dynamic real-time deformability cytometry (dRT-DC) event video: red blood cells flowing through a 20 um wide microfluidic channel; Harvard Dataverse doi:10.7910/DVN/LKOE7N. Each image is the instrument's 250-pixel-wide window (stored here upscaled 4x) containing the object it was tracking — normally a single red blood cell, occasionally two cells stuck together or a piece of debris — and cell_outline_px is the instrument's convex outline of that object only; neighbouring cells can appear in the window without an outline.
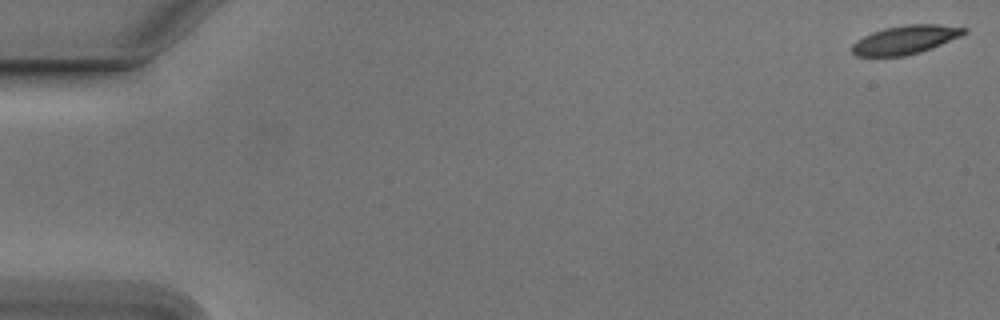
{"species": "Egyptian fruit bat (a non-hibernating species)", "species_latin": "Rousettus aegyptiacus", "temperature_condition": "cold", "stored_images_in_passage": 55, "camera_frame_rate_fps": 3000, "um_per_image_px": 0.085, "animal": {"sex": "male"}, "frame": {"image": 1, "passage_image": 1, "time_ms": 0.0, "image_size_px": [1000, 320], "cell_outline_px": [[968, 32], [960, 36], [932, 48], [920, 52], [904, 56], [856, 56], [852, 52], [852, 44], [856, 40], [872, 32], [884, 28], [904, 24], [936, 24], [968, 28]], "centroid_in_image_um": [76.95, 3.37], "position_along_channel_um": 8.0, "area_um2": 18.73}}
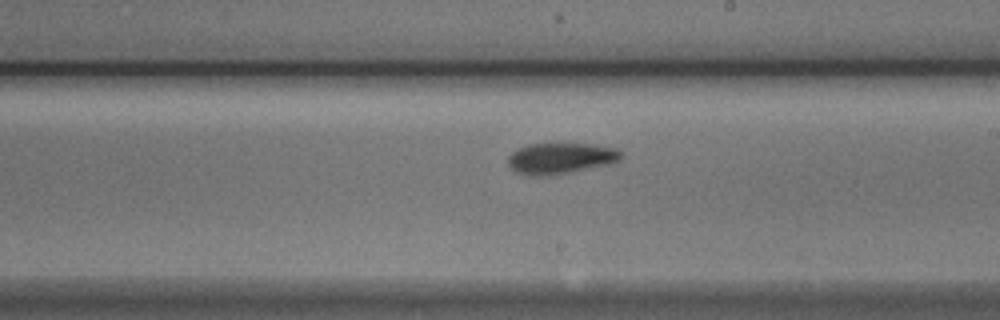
{"frame": {"image": 2, "passage_image": 32, "time_ms": 10.333, "image_size_px": [1000, 320], "cell_outline_px": [[620, 160], [608, 164], [548, 176], [524, 176], [508, 168], [508, 156], [516, 148], [528, 144], [592, 144], [616, 148], [620, 152]], "centroid_in_image_um": [47.55, 13.46], "position_along_channel_um": 241.4, "area_um2": 20.46}}
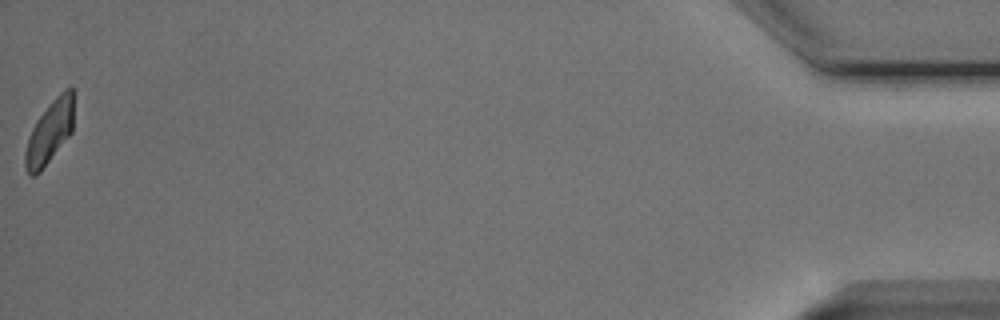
{"frame": {"image": 3, "passage_image": 55, "time_ms": 18.0, "image_size_px": [1000, 320], "cell_outline_px": [[76, 92], [72, 132], [40, 172], [36, 176], [32, 176], [24, 168], [24, 152], [28, 136], [36, 120], [52, 100], [64, 88], [72, 88]], "centroid_in_image_um": [4.24, 11.18], "position_along_channel_um": 431.0, "area_um2": 18.32}, "authors_computed_cell_mechanics": {"area_um2": 19.4786, "velocity_mm_per_s": 3.7545, "shape_relaxation_time_tau1_ms": 2.8162, "shape_relaxation_time_tau2_ms": 2.736, "deformation_change_tau1": 0.1294, "deformation_change_tau2": 0.0784}}